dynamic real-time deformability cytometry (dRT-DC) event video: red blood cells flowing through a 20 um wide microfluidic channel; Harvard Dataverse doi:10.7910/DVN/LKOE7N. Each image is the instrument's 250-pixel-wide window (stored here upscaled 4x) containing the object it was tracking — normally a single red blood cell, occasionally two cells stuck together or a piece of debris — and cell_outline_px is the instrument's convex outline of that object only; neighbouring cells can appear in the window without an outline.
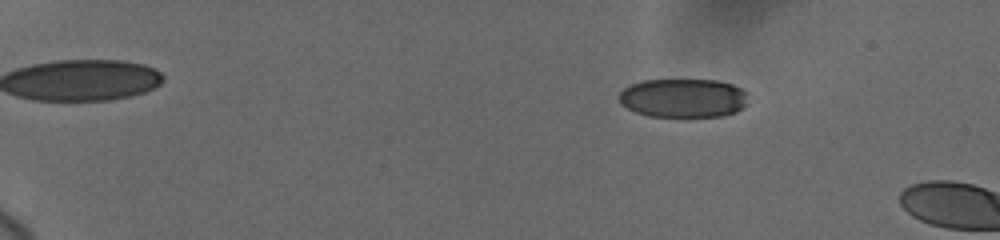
{"species": "human", "species_latin": "Homo sapiens", "temperature_condition": "cold", "stored_images_in_passage": 11, "camera_frame_rate_fps": 3000, "um_per_image_px": 0.085, "donor": {"sex": "female"}, "frame": {"image": 1, "passage_image": 7, "time_ms": 2.0, "image_size_px": [1000, 240], "cell_outline_px": [[748, 104], [744, 108], [736, 112], [724, 116], [648, 116], [636, 112], [620, 104], [620, 92], [624, 88], [632, 84], [644, 80], [716, 80], [732, 84], [748, 92]], "centroid_in_image_um": [58.13, 8.33], "position_along_channel_um": 26.9, "area_um2": 29.42}}